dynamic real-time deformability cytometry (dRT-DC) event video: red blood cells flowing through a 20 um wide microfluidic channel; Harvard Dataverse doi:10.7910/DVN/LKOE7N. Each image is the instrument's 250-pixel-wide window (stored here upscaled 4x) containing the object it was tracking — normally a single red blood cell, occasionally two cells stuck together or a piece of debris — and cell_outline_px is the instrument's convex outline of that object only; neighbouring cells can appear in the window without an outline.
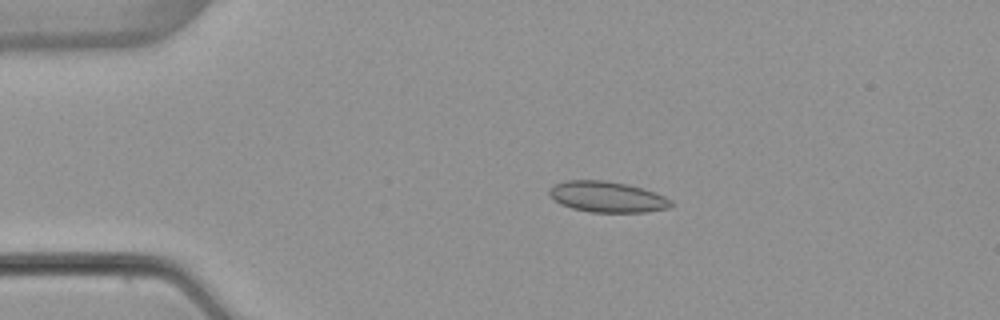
{"species": "common noctule bat (a hibernating species)", "species_latin": "Nyctalus noctula", "temperature_condition": "warm", "stored_images_in_passage": 4, "camera_frame_rate_fps": 3000, "um_per_image_px": 0.085, "animal": {"sex": "female", "body_mass_g": 22.7, "forearm_length_mm": 54.2}, "frame": {"image": 1, "passage_image": 3, "time_ms": 2.333, "image_size_px": [1000, 320], "cell_outline_px": [[676, 204], [672, 208], [644, 212], [588, 212], [572, 208], [560, 204], [548, 196], [548, 192], [556, 184], [564, 180], [604, 180], [628, 184], [664, 196], [672, 200]], "centroid_in_image_um": [51.63, 16.74], "position_along_channel_um": 33.4, "area_um2": 22.02}}